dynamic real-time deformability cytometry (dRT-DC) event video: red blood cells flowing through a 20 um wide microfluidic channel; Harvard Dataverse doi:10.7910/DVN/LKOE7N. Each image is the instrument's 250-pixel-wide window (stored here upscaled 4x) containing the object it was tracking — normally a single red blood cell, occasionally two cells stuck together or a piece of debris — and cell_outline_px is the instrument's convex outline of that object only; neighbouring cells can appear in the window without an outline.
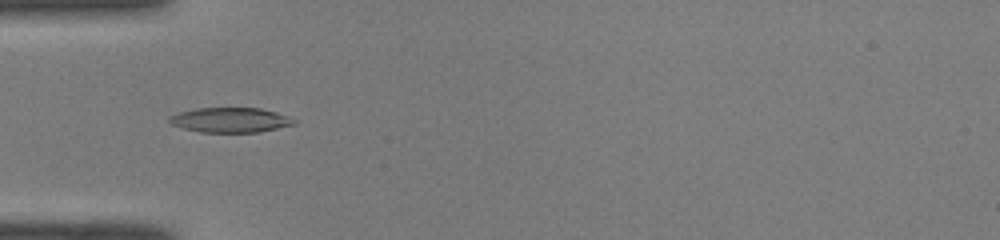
{"species": "common noctule bat (a hibernating species)", "species_latin": "Nyctalus noctula", "temperature_condition": "room temperature", "stored_images_in_passage": 49, "camera_frame_rate_fps": 3000, "um_per_image_px": 0.085, "animal": {"sex": "male", "body_mass_g": 19.0, "forearm_length_mm": 50.8}, "frame": {"image": 1, "passage_image": 16, "time_ms": 5.0, "image_size_px": [1000, 240], "cell_outline_px": [[296, 124], [260, 132], [200, 132], [184, 128], [172, 124], [168, 120], [168, 116], [180, 112], [196, 108], [260, 108], [276, 112], [288, 116], [296, 120]], "centroid_in_image_um": [19.59, 10.2], "position_along_channel_um": 65.4, "area_um2": 18.03}}
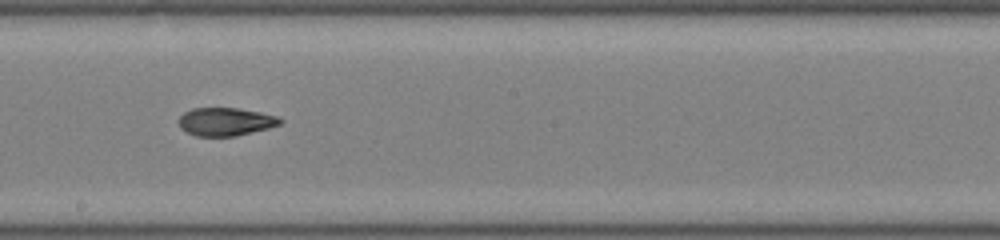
{"frame": {"image": 2, "passage_image": 28, "time_ms": 9.0, "image_size_px": [1000, 240], "cell_outline_px": [[284, 120], [280, 124], [268, 128], [236, 136], [196, 136], [180, 128], [180, 116], [184, 112], [192, 108], [240, 108], [260, 112], [276, 116]], "centroid_in_image_um": [19.18, 10.34], "position_along_channel_um": 229.0, "area_um2": 16.53}}
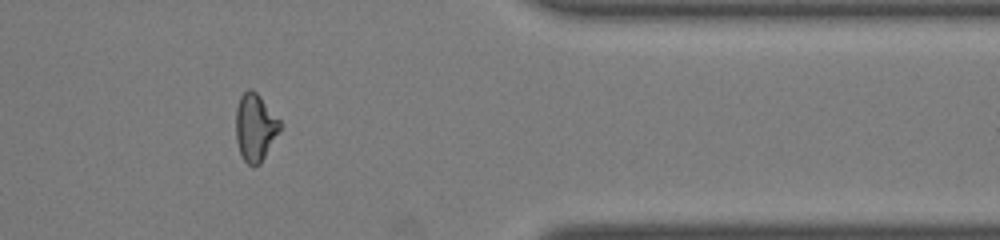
{"frame": {"image": 3, "passage_image": 41, "time_ms": 13.333, "image_size_px": [1000, 240], "cell_outline_px": [[284, 124], [260, 164], [256, 168], [252, 168], [240, 156], [236, 140], [236, 108], [240, 96], [248, 88], [252, 88], [260, 96]], "centroid_in_image_um": [21.7, 10.84], "position_along_channel_um": 389.7, "area_um2": 17.74}, "authors_computed_cell_mechanics": {"area_um2": 17.4556, "velocity_mm_per_s": 4.1238, "shape_relaxation_time_tau1_ms": 6.8767, "shape_relaxation_time_tau2_ms": 1.3141, "deformation_change_tau1": 0.2151, "deformation_change_tau2": 0.0761}}